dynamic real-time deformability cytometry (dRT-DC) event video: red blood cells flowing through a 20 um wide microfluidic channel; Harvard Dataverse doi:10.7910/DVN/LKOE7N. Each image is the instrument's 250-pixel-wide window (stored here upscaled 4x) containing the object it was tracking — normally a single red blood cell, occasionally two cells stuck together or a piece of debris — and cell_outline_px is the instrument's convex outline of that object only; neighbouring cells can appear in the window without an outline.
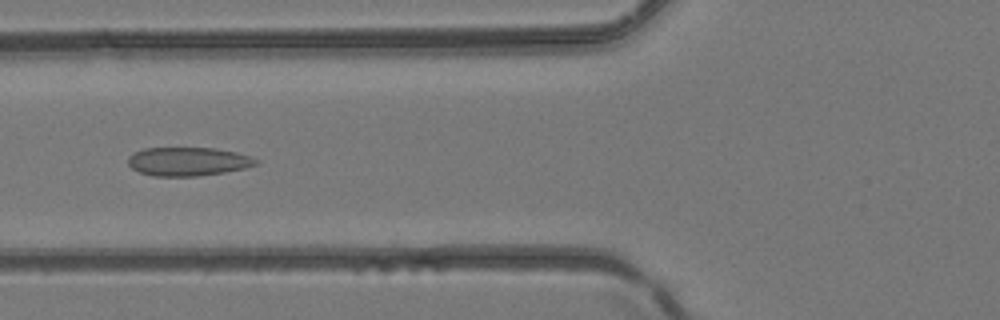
{"species": "common noctule bat (a hibernating species)", "species_latin": "Nyctalus noctula", "temperature_condition": "room temperature", "stored_images_in_passage": 5, "camera_frame_rate_fps": 3000, "um_per_image_px": 0.085, "animal": {"sex": "female", "body_mass_g": 24.6, "forearm_length_mm": 56.2}, "frame": {"image": 1, "passage_image": 5, "time_ms": 1.333, "image_size_px": [1000, 320], "cell_outline_px": [[260, 160], [256, 164], [244, 168], [224, 172], [196, 176], [152, 176], [140, 172], [132, 168], [128, 164], [128, 156], [144, 148], [212, 148], [236, 152]], "centroid_in_image_um": [15.96, 13.73], "position_along_channel_um": 109.8, "area_um2": 21.15}}